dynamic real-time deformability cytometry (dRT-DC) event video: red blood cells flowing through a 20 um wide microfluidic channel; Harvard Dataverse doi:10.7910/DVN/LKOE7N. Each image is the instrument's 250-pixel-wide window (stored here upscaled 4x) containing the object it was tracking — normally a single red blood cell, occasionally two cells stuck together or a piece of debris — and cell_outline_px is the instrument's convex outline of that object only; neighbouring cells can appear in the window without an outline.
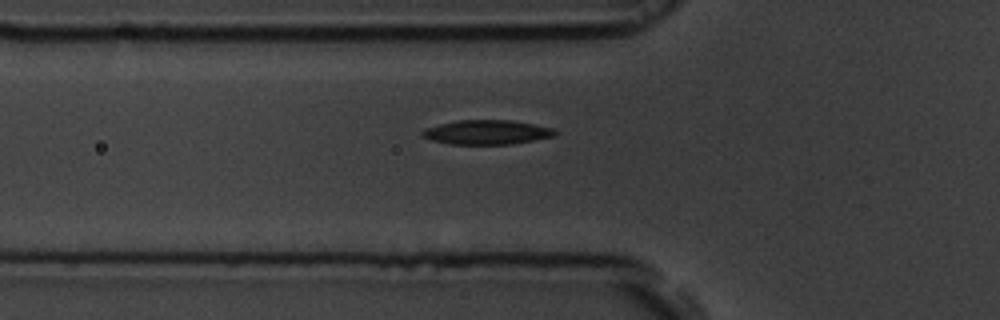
{"species": "common noctule bat (a hibernating species)", "species_latin": "Nyctalus noctula", "temperature_condition": "room temperature", "stored_images_in_passage": 35, "camera_frame_rate_fps": 3000, "um_per_image_px": 0.085, "animal": {"sex": "male", "body_mass_g": 19.5, "forearm_length_mm": 54.6}, "frame": {"image": 1, "passage_image": 2, "time_ms": 0.333, "image_size_px": [1000, 320], "cell_outline_px": [[556, 136], [512, 144], [452, 144], [432, 140], [424, 136], [420, 132], [424, 128], [456, 120], [512, 120], [556, 128]], "centroid_in_image_um": [41.42, 11.23], "position_along_channel_um": 84.4, "area_um2": 18.9}}
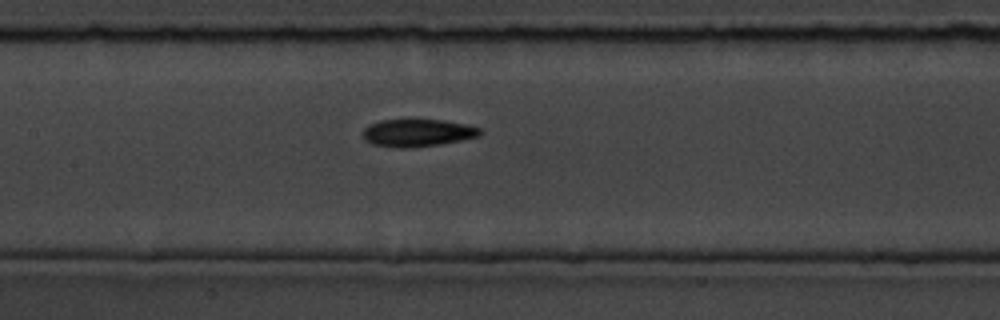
{"frame": {"image": 2, "passage_image": 9, "time_ms": 2.667, "image_size_px": [1000, 320], "cell_outline_px": [[484, 132], [480, 136], [440, 144], [412, 148], [396, 148], [372, 144], [364, 140], [364, 128], [368, 124], [380, 120], [444, 120], [468, 124], [480, 128]], "centroid_in_image_um": [35.51, 11.29], "position_along_channel_um": 171.9, "area_um2": 18.96}}
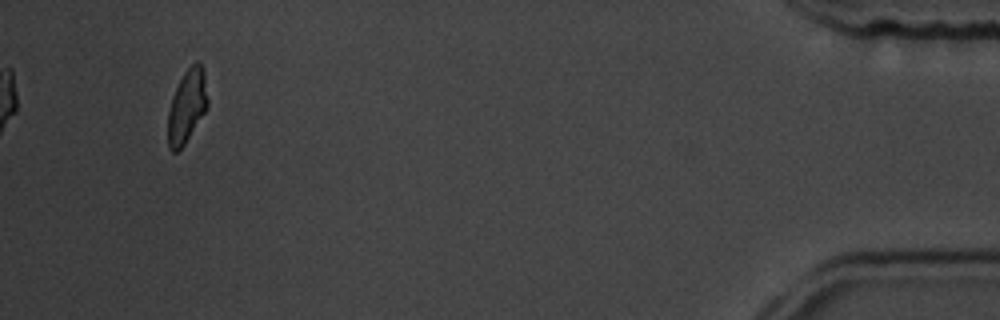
{"frame": {"image": 3, "passage_image": 35, "time_ms": 11.333, "image_size_px": [1000, 320], "cell_outline_px": [[208, 104], [204, 112], [184, 144], [176, 152], [172, 152], [168, 148], [168, 112], [172, 96], [184, 72], [196, 60], [204, 68], [208, 100]], "centroid_in_image_um": [15.88, 9.0], "position_along_channel_um": 419.3, "area_um2": 16.76}, "authors_computed_cell_mechanics": {"area_um2": 18.6116, "velocity_mm_per_s": 3.7254, "shape_relaxation_time_tau1_ms": 3.7076, "shape_relaxation_time_tau2_ms": 5.0029, "deformation_change_tau1": 0.1444, "deformation_change_tau2": 0.1274}}